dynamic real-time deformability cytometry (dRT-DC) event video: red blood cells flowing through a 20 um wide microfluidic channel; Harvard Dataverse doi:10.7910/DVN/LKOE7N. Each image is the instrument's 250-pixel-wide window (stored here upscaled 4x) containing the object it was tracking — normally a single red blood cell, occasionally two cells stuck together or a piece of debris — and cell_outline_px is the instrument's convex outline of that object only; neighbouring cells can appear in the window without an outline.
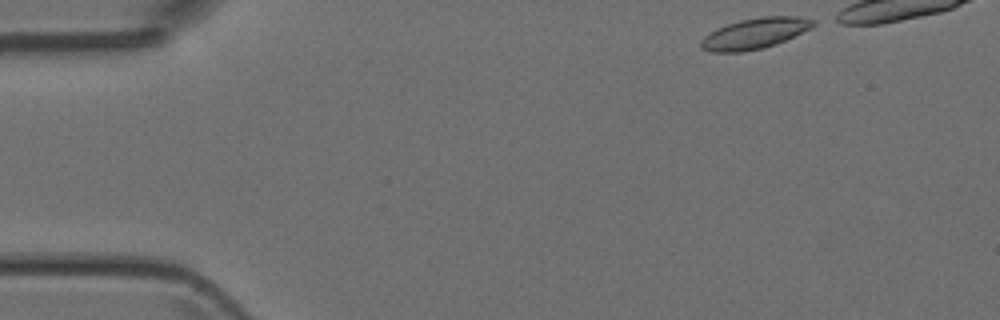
{"species": "Egyptian fruit bat (a non-hibernating species)", "species_latin": "Rousettus aegyptiacus", "temperature_condition": "room temperature", "stored_images_in_passage": 4, "camera_frame_rate_fps": 3000, "um_per_image_px": 0.085, "animal": {"sex": "female"}, "frame": {"image": 1, "passage_image": 1, "time_ms": 0.0, "image_size_px": [1000, 320], "cell_outline_px": [[816, 24], [784, 40], [764, 48], [740, 52], [708, 52], [700, 48], [700, 40], [704, 36], [716, 28], [740, 20], [760, 16], [800, 16], [816, 20]], "centroid_in_image_um": [64.09, 2.84], "position_along_channel_um": 20.9, "area_um2": 20.0}}